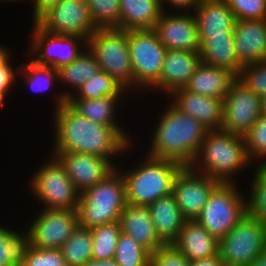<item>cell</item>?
Listing matches in <instances>:
<instances>
[{"label": "cell", "mask_w": 266, "mask_h": 266, "mask_svg": "<svg viewBox=\"0 0 266 266\" xmlns=\"http://www.w3.org/2000/svg\"><path fill=\"white\" fill-rule=\"evenodd\" d=\"M31 4V22H36L46 11L57 5L61 0H27ZM30 1V2H29Z\"/></svg>", "instance_id": "cell-45"}, {"label": "cell", "mask_w": 266, "mask_h": 266, "mask_svg": "<svg viewBox=\"0 0 266 266\" xmlns=\"http://www.w3.org/2000/svg\"><path fill=\"white\" fill-rule=\"evenodd\" d=\"M190 266H224V263L219 254H217L208 258L191 261Z\"/></svg>", "instance_id": "cell-46"}, {"label": "cell", "mask_w": 266, "mask_h": 266, "mask_svg": "<svg viewBox=\"0 0 266 266\" xmlns=\"http://www.w3.org/2000/svg\"><path fill=\"white\" fill-rule=\"evenodd\" d=\"M87 48L101 71L112 76L134 98V75L128 45V31L98 28L88 39Z\"/></svg>", "instance_id": "cell-8"}, {"label": "cell", "mask_w": 266, "mask_h": 266, "mask_svg": "<svg viewBox=\"0 0 266 266\" xmlns=\"http://www.w3.org/2000/svg\"><path fill=\"white\" fill-rule=\"evenodd\" d=\"M252 177L250 178L249 187L247 182L245 188L248 198V212L266 224V165H255L252 168ZM249 189H248V188Z\"/></svg>", "instance_id": "cell-35"}, {"label": "cell", "mask_w": 266, "mask_h": 266, "mask_svg": "<svg viewBox=\"0 0 266 266\" xmlns=\"http://www.w3.org/2000/svg\"><path fill=\"white\" fill-rule=\"evenodd\" d=\"M159 111L149 137L145 139L144 152L148 156L172 160L180 165L191 166L198 155L208 129L197 119L179 112L167 100ZM149 139V140H148ZM148 145V146H146Z\"/></svg>", "instance_id": "cell-2"}, {"label": "cell", "mask_w": 266, "mask_h": 266, "mask_svg": "<svg viewBox=\"0 0 266 266\" xmlns=\"http://www.w3.org/2000/svg\"><path fill=\"white\" fill-rule=\"evenodd\" d=\"M163 12L161 0H120V30L153 29Z\"/></svg>", "instance_id": "cell-28"}, {"label": "cell", "mask_w": 266, "mask_h": 266, "mask_svg": "<svg viewBox=\"0 0 266 266\" xmlns=\"http://www.w3.org/2000/svg\"><path fill=\"white\" fill-rule=\"evenodd\" d=\"M8 98L9 97L5 93L0 91V110L3 109V107L5 108L4 104L8 102Z\"/></svg>", "instance_id": "cell-50"}, {"label": "cell", "mask_w": 266, "mask_h": 266, "mask_svg": "<svg viewBox=\"0 0 266 266\" xmlns=\"http://www.w3.org/2000/svg\"><path fill=\"white\" fill-rule=\"evenodd\" d=\"M172 245L191 262L217 255L219 240L192 220L184 222Z\"/></svg>", "instance_id": "cell-24"}, {"label": "cell", "mask_w": 266, "mask_h": 266, "mask_svg": "<svg viewBox=\"0 0 266 266\" xmlns=\"http://www.w3.org/2000/svg\"><path fill=\"white\" fill-rule=\"evenodd\" d=\"M249 266H266V250H264Z\"/></svg>", "instance_id": "cell-49"}, {"label": "cell", "mask_w": 266, "mask_h": 266, "mask_svg": "<svg viewBox=\"0 0 266 266\" xmlns=\"http://www.w3.org/2000/svg\"><path fill=\"white\" fill-rule=\"evenodd\" d=\"M123 233L134 238L151 254L166 245L158 236L147 206L127 204L120 215Z\"/></svg>", "instance_id": "cell-22"}, {"label": "cell", "mask_w": 266, "mask_h": 266, "mask_svg": "<svg viewBox=\"0 0 266 266\" xmlns=\"http://www.w3.org/2000/svg\"><path fill=\"white\" fill-rule=\"evenodd\" d=\"M5 224H0V266H22L31 247L30 233L21 224V229Z\"/></svg>", "instance_id": "cell-31"}, {"label": "cell", "mask_w": 266, "mask_h": 266, "mask_svg": "<svg viewBox=\"0 0 266 266\" xmlns=\"http://www.w3.org/2000/svg\"><path fill=\"white\" fill-rule=\"evenodd\" d=\"M179 112L197 119L208 130H221L223 120V100L177 89L166 98Z\"/></svg>", "instance_id": "cell-20"}, {"label": "cell", "mask_w": 266, "mask_h": 266, "mask_svg": "<svg viewBox=\"0 0 266 266\" xmlns=\"http://www.w3.org/2000/svg\"><path fill=\"white\" fill-rule=\"evenodd\" d=\"M93 238L90 228L77 226L60 248L68 266H83L92 259Z\"/></svg>", "instance_id": "cell-32"}, {"label": "cell", "mask_w": 266, "mask_h": 266, "mask_svg": "<svg viewBox=\"0 0 266 266\" xmlns=\"http://www.w3.org/2000/svg\"><path fill=\"white\" fill-rule=\"evenodd\" d=\"M114 260L119 266H150L151 253L134 238L122 232L117 242Z\"/></svg>", "instance_id": "cell-36"}, {"label": "cell", "mask_w": 266, "mask_h": 266, "mask_svg": "<svg viewBox=\"0 0 266 266\" xmlns=\"http://www.w3.org/2000/svg\"><path fill=\"white\" fill-rule=\"evenodd\" d=\"M93 238L92 259H112L116 253V246L122 233L120 222L115 221L90 228Z\"/></svg>", "instance_id": "cell-34"}, {"label": "cell", "mask_w": 266, "mask_h": 266, "mask_svg": "<svg viewBox=\"0 0 266 266\" xmlns=\"http://www.w3.org/2000/svg\"><path fill=\"white\" fill-rule=\"evenodd\" d=\"M219 183L206 174L196 172L191 166L182 170L176 179L173 195L186 221L198 217L210 193Z\"/></svg>", "instance_id": "cell-15"}, {"label": "cell", "mask_w": 266, "mask_h": 266, "mask_svg": "<svg viewBox=\"0 0 266 266\" xmlns=\"http://www.w3.org/2000/svg\"><path fill=\"white\" fill-rule=\"evenodd\" d=\"M83 266H119L114 258L107 260L89 259Z\"/></svg>", "instance_id": "cell-48"}, {"label": "cell", "mask_w": 266, "mask_h": 266, "mask_svg": "<svg viewBox=\"0 0 266 266\" xmlns=\"http://www.w3.org/2000/svg\"><path fill=\"white\" fill-rule=\"evenodd\" d=\"M262 114L261 96L235 79L223 99L222 130L244 137Z\"/></svg>", "instance_id": "cell-13"}, {"label": "cell", "mask_w": 266, "mask_h": 266, "mask_svg": "<svg viewBox=\"0 0 266 266\" xmlns=\"http://www.w3.org/2000/svg\"><path fill=\"white\" fill-rule=\"evenodd\" d=\"M236 20L266 19V0H225Z\"/></svg>", "instance_id": "cell-40"}, {"label": "cell", "mask_w": 266, "mask_h": 266, "mask_svg": "<svg viewBox=\"0 0 266 266\" xmlns=\"http://www.w3.org/2000/svg\"><path fill=\"white\" fill-rule=\"evenodd\" d=\"M20 1H21V3L23 2V4L26 2H28L27 0H0V4L2 5V3L4 4L5 2H6V4L7 3H9V4H11V3H15V2H19L20 3Z\"/></svg>", "instance_id": "cell-51"}, {"label": "cell", "mask_w": 266, "mask_h": 266, "mask_svg": "<svg viewBox=\"0 0 266 266\" xmlns=\"http://www.w3.org/2000/svg\"><path fill=\"white\" fill-rule=\"evenodd\" d=\"M31 219L23 224L30 233L31 246L60 249L79 226L77 210L36 208ZM35 216V217H34Z\"/></svg>", "instance_id": "cell-12"}, {"label": "cell", "mask_w": 266, "mask_h": 266, "mask_svg": "<svg viewBox=\"0 0 266 266\" xmlns=\"http://www.w3.org/2000/svg\"><path fill=\"white\" fill-rule=\"evenodd\" d=\"M128 45L134 75V96L146 92L159 80L167 49L153 29L128 30ZM141 94V95H140Z\"/></svg>", "instance_id": "cell-9"}, {"label": "cell", "mask_w": 266, "mask_h": 266, "mask_svg": "<svg viewBox=\"0 0 266 266\" xmlns=\"http://www.w3.org/2000/svg\"><path fill=\"white\" fill-rule=\"evenodd\" d=\"M266 250V224L249 212L219 240L224 266H249Z\"/></svg>", "instance_id": "cell-11"}, {"label": "cell", "mask_w": 266, "mask_h": 266, "mask_svg": "<svg viewBox=\"0 0 266 266\" xmlns=\"http://www.w3.org/2000/svg\"><path fill=\"white\" fill-rule=\"evenodd\" d=\"M126 205L125 182L116 169L106 179L80 193L77 207L79 225L92 228L119 221Z\"/></svg>", "instance_id": "cell-5"}, {"label": "cell", "mask_w": 266, "mask_h": 266, "mask_svg": "<svg viewBox=\"0 0 266 266\" xmlns=\"http://www.w3.org/2000/svg\"><path fill=\"white\" fill-rule=\"evenodd\" d=\"M30 24L32 34L30 32V35L28 34V47L25 46L28 49L23 60L29 58L37 65L58 70L76 60L87 49L86 38L78 35L52 34L42 29L36 22Z\"/></svg>", "instance_id": "cell-10"}, {"label": "cell", "mask_w": 266, "mask_h": 266, "mask_svg": "<svg viewBox=\"0 0 266 266\" xmlns=\"http://www.w3.org/2000/svg\"><path fill=\"white\" fill-rule=\"evenodd\" d=\"M248 158L255 165H266V114H262L244 136Z\"/></svg>", "instance_id": "cell-38"}, {"label": "cell", "mask_w": 266, "mask_h": 266, "mask_svg": "<svg viewBox=\"0 0 266 266\" xmlns=\"http://www.w3.org/2000/svg\"><path fill=\"white\" fill-rule=\"evenodd\" d=\"M153 30L167 50H200L193 12L164 11Z\"/></svg>", "instance_id": "cell-16"}, {"label": "cell", "mask_w": 266, "mask_h": 266, "mask_svg": "<svg viewBox=\"0 0 266 266\" xmlns=\"http://www.w3.org/2000/svg\"><path fill=\"white\" fill-rule=\"evenodd\" d=\"M147 207L159 238L166 245L172 244L177 239L186 221L181 214L174 195L161 197Z\"/></svg>", "instance_id": "cell-27"}, {"label": "cell", "mask_w": 266, "mask_h": 266, "mask_svg": "<svg viewBox=\"0 0 266 266\" xmlns=\"http://www.w3.org/2000/svg\"><path fill=\"white\" fill-rule=\"evenodd\" d=\"M199 42L208 35L234 31L236 18L225 0H202L193 11Z\"/></svg>", "instance_id": "cell-23"}, {"label": "cell", "mask_w": 266, "mask_h": 266, "mask_svg": "<svg viewBox=\"0 0 266 266\" xmlns=\"http://www.w3.org/2000/svg\"><path fill=\"white\" fill-rule=\"evenodd\" d=\"M47 154V159L45 157L44 162L29 174L27 187L30 189L27 192L32 194L33 201L35 199L39 208L77 210L80 192L70 180L61 161L51 153Z\"/></svg>", "instance_id": "cell-6"}, {"label": "cell", "mask_w": 266, "mask_h": 266, "mask_svg": "<svg viewBox=\"0 0 266 266\" xmlns=\"http://www.w3.org/2000/svg\"><path fill=\"white\" fill-rule=\"evenodd\" d=\"M48 153L61 161L70 180L80 193L103 181L117 169L111 160L98 155L75 152Z\"/></svg>", "instance_id": "cell-17"}, {"label": "cell", "mask_w": 266, "mask_h": 266, "mask_svg": "<svg viewBox=\"0 0 266 266\" xmlns=\"http://www.w3.org/2000/svg\"><path fill=\"white\" fill-rule=\"evenodd\" d=\"M150 266H190V261L172 244H168L151 254Z\"/></svg>", "instance_id": "cell-42"}, {"label": "cell", "mask_w": 266, "mask_h": 266, "mask_svg": "<svg viewBox=\"0 0 266 266\" xmlns=\"http://www.w3.org/2000/svg\"><path fill=\"white\" fill-rule=\"evenodd\" d=\"M261 98H262V111L263 114H266V94H264Z\"/></svg>", "instance_id": "cell-52"}, {"label": "cell", "mask_w": 266, "mask_h": 266, "mask_svg": "<svg viewBox=\"0 0 266 266\" xmlns=\"http://www.w3.org/2000/svg\"><path fill=\"white\" fill-rule=\"evenodd\" d=\"M14 56H12L3 66H0V91L5 93L8 97L13 95V90L16 88L18 81V72L21 63L16 65L14 62ZM15 64V65H14ZM12 92V93H11ZM11 94V95H10Z\"/></svg>", "instance_id": "cell-43"}, {"label": "cell", "mask_w": 266, "mask_h": 266, "mask_svg": "<svg viewBox=\"0 0 266 266\" xmlns=\"http://www.w3.org/2000/svg\"><path fill=\"white\" fill-rule=\"evenodd\" d=\"M22 266H68L60 249L31 246Z\"/></svg>", "instance_id": "cell-41"}, {"label": "cell", "mask_w": 266, "mask_h": 266, "mask_svg": "<svg viewBox=\"0 0 266 266\" xmlns=\"http://www.w3.org/2000/svg\"><path fill=\"white\" fill-rule=\"evenodd\" d=\"M201 63L229 70L235 76L243 65L239 62L234 47V31L208 35L200 43Z\"/></svg>", "instance_id": "cell-25"}, {"label": "cell", "mask_w": 266, "mask_h": 266, "mask_svg": "<svg viewBox=\"0 0 266 266\" xmlns=\"http://www.w3.org/2000/svg\"><path fill=\"white\" fill-rule=\"evenodd\" d=\"M50 112L53 113L49 120L52 123L50 134L53 138L49 139L52 140L48 146L50 152L98 155L111 160L116 166L119 160L129 158L134 153L132 151L136 144H131L116 128L92 122L68 103Z\"/></svg>", "instance_id": "cell-1"}, {"label": "cell", "mask_w": 266, "mask_h": 266, "mask_svg": "<svg viewBox=\"0 0 266 266\" xmlns=\"http://www.w3.org/2000/svg\"><path fill=\"white\" fill-rule=\"evenodd\" d=\"M201 1L202 0H161V4L164 11L193 12Z\"/></svg>", "instance_id": "cell-44"}, {"label": "cell", "mask_w": 266, "mask_h": 266, "mask_svg": "<svg viewBox=\"0 0 266 266\" xmlns=\"http://www.w3.org/2000/svg\"><path fill=\"white\" fill-rule=\"evenodd\" d=\"M201 64L199 51L167 50L164 56L159 80L146 92L151 95L168 96L171 92L184 88L192 74ZM156 93V94H155Z\"/></svg>", "instance_id": "cell-18"}, {"label": "cell", "mask_w": 266, "mask_h": 266, "mask_svg": "<svg viewBox=\"0 0 266 266\" xmlns=\"http://www.w3.org/2000/svg\"><path fill=\"white\" fill-rule=\"evenodd\" d=\"M104 96L132 95L112 76L100 71L97 75L84 82L70 99H97Z\"/></svg>", "instance_id": "cell-33"}, {"label": "cell", "mask_w": 266, "mask_h": 266, "mask_svg": "<svg viewBox=\"0 0 266 266\" xmlns=\"http://www.w3.org/2000/svg\"><path fill=\"white\" fill-rule=\"evenodd\" d=\"M10 46L0 43V66H3L12 56L13 53Z\"/></svg>", "instance_id": "cell-47"}, {"label": "cell", "mask_w": 266, "mask_h": 266, "mask_svg": "<svg viewBox=\"0 0 266 266\" xmlns=\"http://www.w3.org/2000/svg\"><path fill=\"white\" fill-rule=\"evenodd\" d=\"M236 79L262 97L266 94V61L244 65Z\"/></svg>", "instance_id": "cell-39"}, {"label": "cell", "mask_w": 266, "mask_h": 266, "mask_svg": "<svg viewBox=\"0 0 266 266\" xmlns=\"http://www.w3.org/2000/svg\"><path fill=\"white\" fill-rule=\"evenodd\" d=\"M24 62V63H23ZM20 64V69L18 72V80H22V82L28 90L33 91L34 93H46L49 91H53L55 88L59 91H55V96H51L53 101V110L59 108L61 105L66 104L67 100L63 97L61 90L59 87V79H58V70L49 66H41L32 62L29 58L26 61H23ZM58 85L57 87H54ZM50 89V90H49Z\"/></svg>", "instance_id": "cell-29"}, {"label": "cell", "mask_w": 266, "mask_h": 266, "mask_svg": "<svg viewBox=\"0 0 266 266\" xmlns=\"http://www.w3.org/2000/svg\"><path fill=\"white\" fill-rule=\"evenodd\" d=\"M254 166L248 158L244 137L222 129L207 131L191 165L196 172L223 183H240L238 176Z\"/></svg>", "instance_id": "cell-3"}, {"label": "cell", "mask_w": 266, "mask_h": 266, "mask_svg": "<svg viewBox=\"0 0 266 266\" xmlns=\"http://www.w3.org/2000/svg\"><path fill=\"white\" fill-rule=\"evenodd\" d=\"M239 183L220 182L210 193L207 204L195 221L220 240L248 212L246 189ZM244 190V191H242Z\"/></svg>", "instance_id": "cell-7"}, {"label": "cell", "mask_w": 266, "mask_h": 266, "mask_svg": "<svg viewBox=\"0 0 266 266\" xmlns=\"http://www.w3.org/2000/svg\"><path fill=\"white\" fill-rule=\"evenodd\" d=\"M235 79L236 76L227 69L201 63L184 89L223 100Z\"/></svg>", "instance_id": "cell-26"}, {"label": "cell", "mask_w": 266, "mask_h": 266, "mask_svg": "<svg viewBox=\"0 0 266 266\" xmlns=\"http://www.w3.org/2000/svg\"><path fill=\"white\" fill-rule=\"evenodd\" d=\"M86 3L98 28L120 29V0H86Z\"/></svg>", "instance_id": "cell-37"}, {"label": "cell", "mask_w": 266, "mask_h": 266, "mask_svg": "<svg viewBox=\"0 0 266 266\" xmlns=\"http://www.w3.org/2000/svg\"><path fill=\"white\" fill-rule=\"evenodd\" d=\"M132 100V96H104L97 99H69L67 103L81 116L86 117L92 122L104 126H113L132 144L136 141V139H133L136 138L134 136L136 133H129L131 131L130 128H123L126 123L122 124L121 119H118V116L121 118L120 109L124 111V106L122 105L125 102L128 105V102H132ZM127 128L129 130H126Z\"/></svg>", "instance_id": "cell-19"}, {"label": "cell", "mask_w": 266, "mask_h": 266, "mask_svg": "<svg viewBox=\"0 0 266 266\" xmlns=\"http://www.w3.org/2000/svg\"><path fill=\"white\" fill-rule=\"evenodd\" d=\"M36 23L52 34L78 35L86 39L98 29L92 21L86 0H61Z\"/></svg>", "instance_id": "cell-14"}, {"label": "cell", "mask_w": 266, "mask_h": 266, "mask_svg": "<svg viewBox=\"0 0 266 266\" xmlns=\"http://www.w3.org/2000/svg\"><path fill=\"white\" fill-rule=\"evenodd\" d=\"M142 154L144 155L137 157L139 161L136 159L130 167H121L126 163L120 161L117 169L125 182L127 204L148 206L157 199L174 193L176 179L186 166Z\"/></svg>", "instance_id": "cell-4"}, {"label": "cell", "mask_w": 266, "mask_h": 266, "mask_svg": "<svg viewBox=\"0 0 266 266\" xmlns=\"http://www.w3.org/2000/svg\"><path fill=\"white\" fill-rule=\"evenodd\" d=\"M234 47L243 66L266 61V19L236 20Z\"/></svg>", "instance_id": "cell-21"}, {"label": "cell", "mask_w": 266, "mask_h": 266, "mask_svg": "<svg viewBox=\"0 0 266 266\" xmlns=\"http://www.w3.org/2000/svg\"><path fill=\"white\" fill-rule=\"evenodd\" d=\"M101 71L98 62L88 48L73 62L58 69L59 85L63 97L68 101L84 82Z\"/></svg>", "instance_id": "cell-30"}]
</instances>
